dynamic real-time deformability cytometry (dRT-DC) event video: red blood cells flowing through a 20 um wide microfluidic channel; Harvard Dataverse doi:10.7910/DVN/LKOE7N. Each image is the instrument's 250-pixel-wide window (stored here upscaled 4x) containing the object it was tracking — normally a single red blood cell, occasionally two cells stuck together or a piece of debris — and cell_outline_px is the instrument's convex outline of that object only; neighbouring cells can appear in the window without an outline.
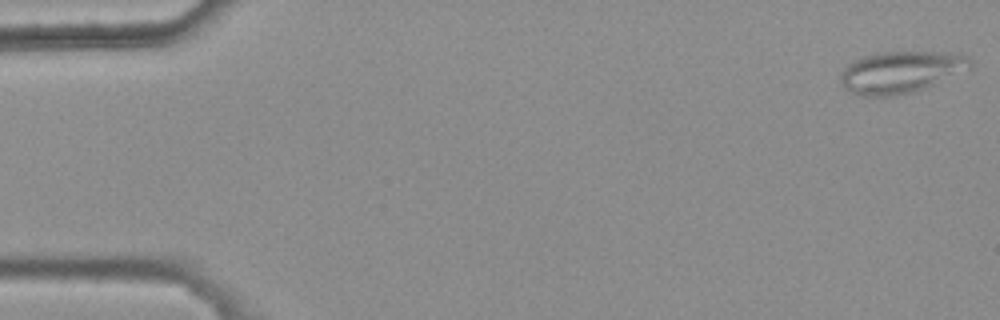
{"species": "common noctule bat (a hibernating species)", "species_latin": "Nyctalus noctula", "temperature_condition": "warm", "stored_images_in_passage": 6, "camera_frame_rate_fps": 3000, "um_per_image_px": 0.085, "animal": {"sex": "female", "body_mass_g": 25.1}, "frame": {"image": 1, "passage_image": 1, "time_ms": 0.0, "image_size_px": [1000, 320], "cell_outline_px": [[972, 68], [924, 88], [912, 92], [896, 96], [856, 96], [844, 88], [840, 80], [840, 72], [852, 60], [864, 56], [880, 52], [960, 52], [968, 56], [972, 60]], "centroid_in_image_um": [76.57, 6.12], "position_along_channel_um": 8.4, "area_um2": 32.02}}